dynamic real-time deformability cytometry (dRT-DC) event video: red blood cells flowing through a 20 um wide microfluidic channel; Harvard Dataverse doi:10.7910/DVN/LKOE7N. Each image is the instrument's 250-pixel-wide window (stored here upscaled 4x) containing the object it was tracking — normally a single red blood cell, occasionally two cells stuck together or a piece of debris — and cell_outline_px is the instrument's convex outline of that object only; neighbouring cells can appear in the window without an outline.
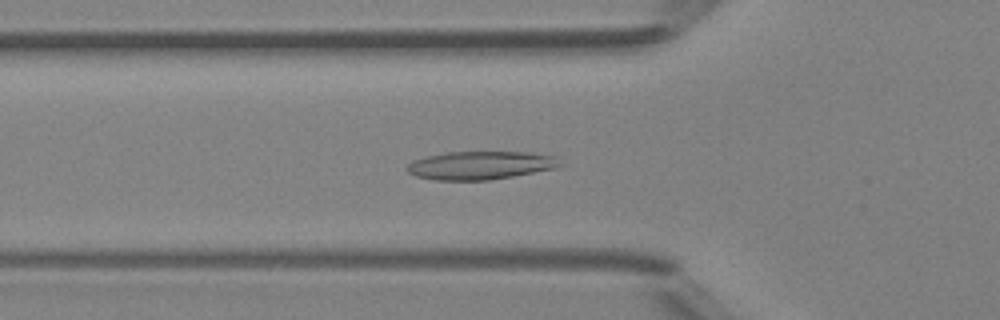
{"species": "Egyptian fruit bat (a non-hibernating species)", "species_latin": "Rousettus aegyptiacus", "temperature_condition": "room temperature", "stored_images_in_passage": 48, "camera_frame_rate_fps": 3000, "um_per_image_px": 0.085, "animal": {"sex": "female"}, "frame": {"image": 1, "passage_image": 16, "time_ms": 5.0, "image_size_px": [1000, 320], "cell_outline_px": [[564, 164], [556, 168], [512, 176], [488, 180], [436, 180], [416, 176], [408, 172], [404, 168], [412, 160], [428, 156], [448, 152], [532, 152], [556, 156]], "centroid_in_image_um": [40.85, 14.05], "position_along_channel_um": 84.9, "area_um2": 25.26}}
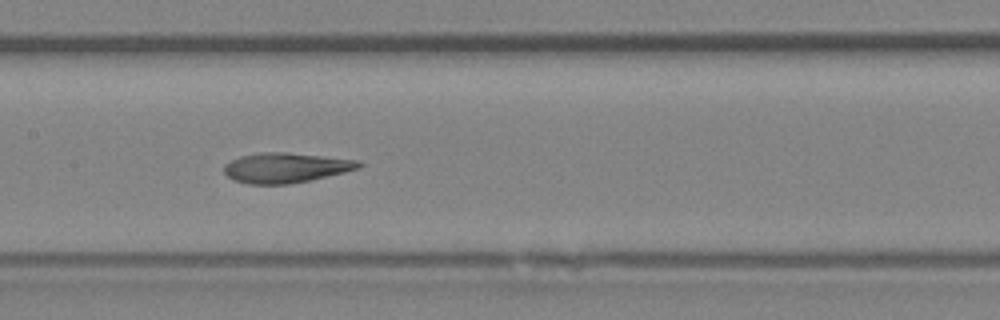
{"frame": {"image": 2, "passage_image": 23, "time_ms": 7.333, "image_size_px": [1000, 320], "cell_outline_px": [[364, 164], [360, 168], [344, 172], [308, 180], [288, 184], [248, 184], [236, 180], [228, 176], [224, 172], [224, 164], [240, 156], [260, 152], [288, 152], [360, 160]], "centroid_in_image_um": [24.31, 14.24], "position_along_channel_um": 183.1, "area_um2": 23.47}}
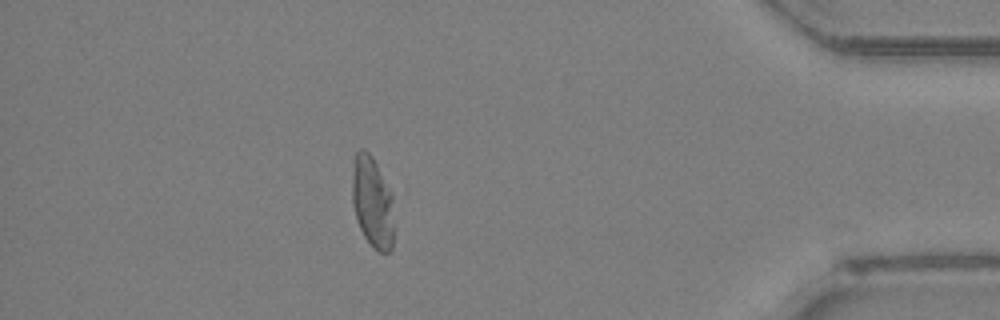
{"frame": {"image": 3, "passage_image": 42, "time_ms": 13.667, "image_size_px": [1000, 320], "cell_outline_px": [[392, 248], [388, 252], [380, 252], [372, 248], [364, 236], [360, 228], [352, 204], [352, 176], [356, 152], [360, 148], [364, 148], [372, 156], [392, 192]], "centroid_in_image_um": [31.64, 17.17], "position_along_channel_um": 403.6, "area_um2": 22.14}, "authors_computed_cell_mechanics": {"area_um2": 23.9003, "velocity_mm_per_s": 4.2142, "shape_relaxation_time_tau1_ms": 7.0333, "shape_relaxation_time_tau2_ms": 2.1947, "deformation_change_tau1": 0.2, "deformation_change_tau2": 0.1017}}